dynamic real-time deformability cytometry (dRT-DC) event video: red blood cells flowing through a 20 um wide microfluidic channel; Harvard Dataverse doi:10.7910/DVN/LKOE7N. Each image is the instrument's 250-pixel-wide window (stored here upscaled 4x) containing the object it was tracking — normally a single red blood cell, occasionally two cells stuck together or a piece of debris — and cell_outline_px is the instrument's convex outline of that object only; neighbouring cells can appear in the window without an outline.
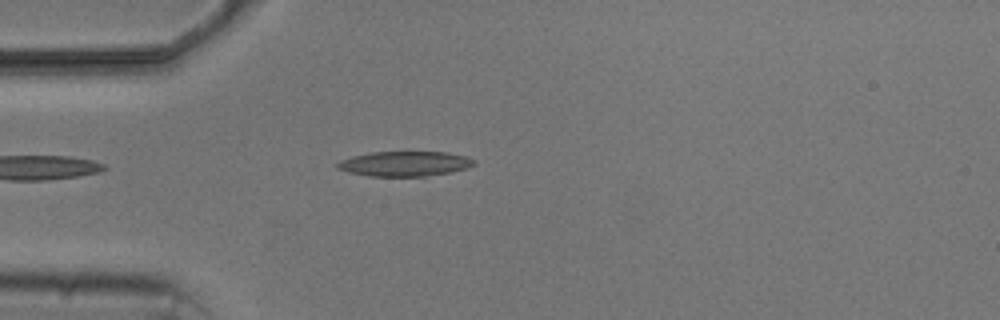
{"species": "common noctule bat (a hibernating species)", "species_latin": "Nyctalus noctula", "temperature_condition": "cold", "stored_images_in_passage": 5, "camera_frame_rate_fps": 3000, "um_per_image_px": 0.085, "animal": {"sex": "male", "body_mass_g": 20.5, "forearm_length_mm": 52.5}, "frame": {"image": 1, "passage_image": 5, "time_ms": 4.667, "image_size_px": [1000, 320], "cell_outline_px": [[476, 164], [464, 168], [448, 172], [424, 176], [368, 176], [348, 172], [336, 168], [336, 164], [340, 160], [352, 156], [372, 152], [448, 152], [468, 156], [476, 160]], "centroid_in_image_um": [34.39, 13.91], "position_along_channel_um": 50.6, "area_um2": 19.83}}